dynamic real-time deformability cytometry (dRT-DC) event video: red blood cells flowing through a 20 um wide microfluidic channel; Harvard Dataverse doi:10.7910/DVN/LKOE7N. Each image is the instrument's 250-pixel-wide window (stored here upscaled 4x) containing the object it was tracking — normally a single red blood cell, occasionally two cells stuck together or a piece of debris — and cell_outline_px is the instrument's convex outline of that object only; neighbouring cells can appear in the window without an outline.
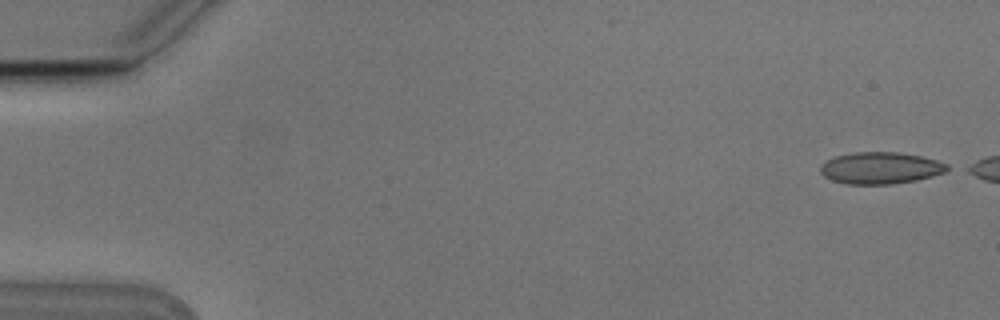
{"species": "Egyptian fruit bat (a non-hibernating species)", "species_latin": "Rousettus aegyptiacus", "temperature_condition": "cold", "stored_images_in_passage": 6, "camera_frame_rate_fps": 3000, "um_per_image_px": 0.085, "animal": {"sex": "male"}, "frame": {"image": 1, "passage_image": 1, "time_ms": 0.0, "image_size_px": [1000, 320], "cell_outline_px": [[952, 168], [944, 172], [932, 176], [916, 180], [892, 184], [848, 184], [832, 180], [824, 176], [820, 172], [820, 164], [832, 156], [856, 152], [900, 152], [920, 156], [936, 160], [948, 164]], "centroid_in_image_um": [74.83, 14.27], "position_along_channel_um": 10.2, "area_um2": 23.64}}